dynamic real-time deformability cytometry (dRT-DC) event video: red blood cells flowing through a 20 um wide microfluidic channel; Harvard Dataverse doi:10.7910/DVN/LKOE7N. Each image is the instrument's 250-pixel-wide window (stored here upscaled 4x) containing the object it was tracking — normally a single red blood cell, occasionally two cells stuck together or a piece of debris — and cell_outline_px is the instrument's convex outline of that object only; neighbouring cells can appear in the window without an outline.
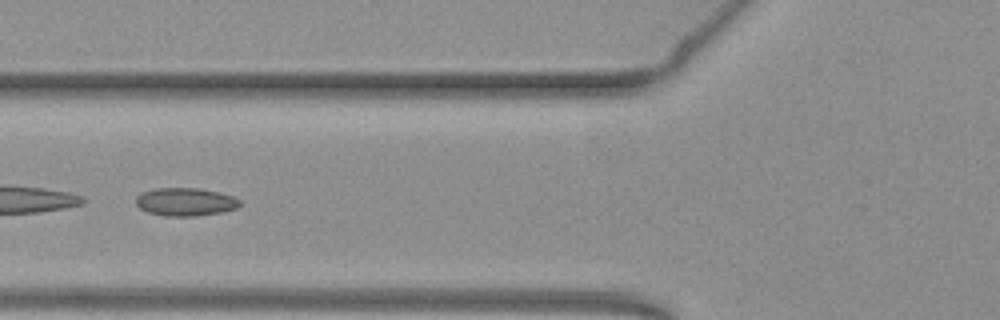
{"species": "common noctule bat (a hibernating species)", "species_latin": "Nyctalus noctula", "temperature_condition": "warm", "stored_images_in_passage": 46, "camera_frame_rate_fps": 3000, "um_per_image_px": 0.085, "animal": {"sex": "female", "body_mass_g": 19.3, "forearm_length_mm": 54.1}, "frame": {"image": 1, "passage_image": 21, "time_ms": 6.667, "image_size_px": [1000, 320], "cell_outline_px": [[240, 204], [236, 208], [224, 212], [196, 216], [164, 216], [148, 212], [140, 208], [136, 204], [136, 196], [140, 192], [156, 188], [196, 188], [220, 192], [232, 196], [240, 200]], "centroid_in_image_um": [15.74, 17.16], "position_along_channel_um": 110.1, "area_um2": 17.11}}
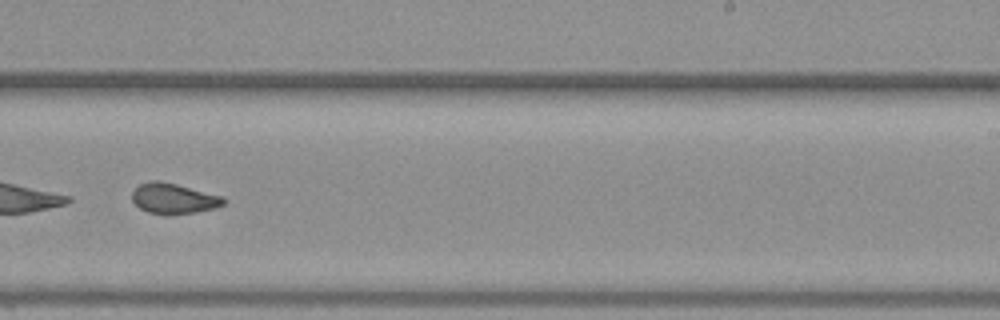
{"frame": {"image": 2, "passage_image": 34, "time_ms": 11.0, "image_size_px": [1000, 320], "cell_outline_px": [[228, 200], [224, 204], [216, 208], [196, 212], [148, 212], [140, 208], [132, 200], [132, 192], [140, 184], [152, 180], [156, 180], [176, 184], [224, 196]], "centroid_in_image_um": [14.81, 16.84], "position_along_channel_um": 274.2, "area_um2": 15.78}}
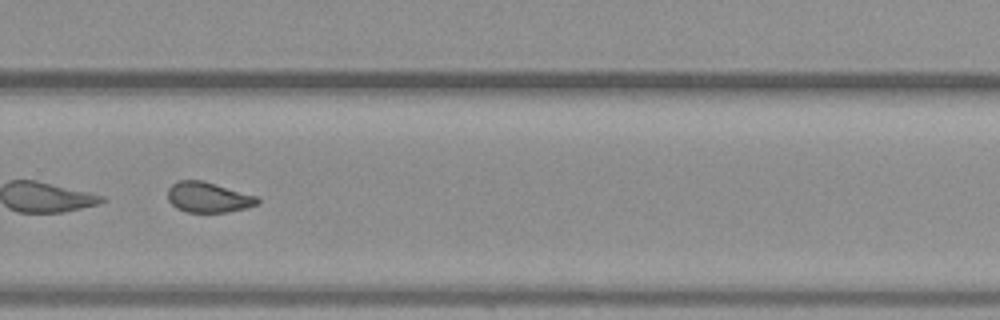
{"frame": {"image": 3, "passage_image": 37, "time_ms": 12.0, "image_size_px": [1000, 320], "cell_outline_px": [[260, 204], [248, 208], [228, 212], [188, 212], [176, 208], [168, 200], [168, 188], [172, 184], [180, 180], [200, 180], [260, 196]], "centroid_in_image_um": [17.76, 16.78], "position_along_channel_um": 312.0, "area_um2": 16.07}, "authors_computed_cell_mechanics": {"area_um2": 17.0799, "velocity_mm_per_s": 3.7937, "shape_relaxation_time_tau1_ms": null, "shape_relaxation_time_tau2_ms": 1.5879, "deformation_change_tau1": null, "deformation_change_tau2": 0.0761}}